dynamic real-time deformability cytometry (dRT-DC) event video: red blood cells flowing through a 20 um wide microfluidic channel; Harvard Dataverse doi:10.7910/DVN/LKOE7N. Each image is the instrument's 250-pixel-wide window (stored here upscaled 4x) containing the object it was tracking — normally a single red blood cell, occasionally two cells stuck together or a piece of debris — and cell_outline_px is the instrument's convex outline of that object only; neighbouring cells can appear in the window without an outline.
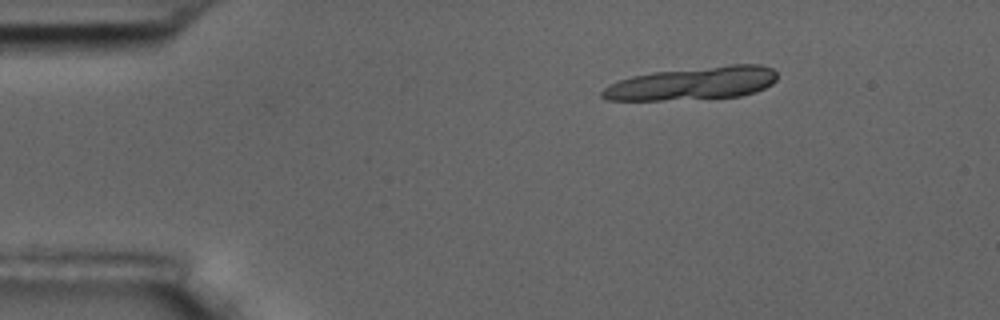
{"species": "common noctule bat (a hibernating species)", "species_latin": "Nyctalus noctula", "temperature_condition": "room temperature", "stored_images_in_passage": 2, "camera_frame_rate_fps": 3000, "um_per_image_px": 0.085, "animal": {"sex": "male", "body_mass_g": 17.5, "forearm_length_mm": 52.3}, "frame": {"image": 1, "passage_image": 1, "time_ms": 0.0, "image_size_px": [1000, 320], "cell_outline_px": [[776, 80], [772, 84], [756, 92], [740, 96], [660, 100], [608, 100], [600, 96], [600, 92], [608, 84], [632, 76], [652, 72], [732, 64], [760, 64], [772, 68], [776, 72]], "centroid_in_image_um": [58.87, 7.08], "position_along_channel_um": 26.1, "area_um2": 33.64}}